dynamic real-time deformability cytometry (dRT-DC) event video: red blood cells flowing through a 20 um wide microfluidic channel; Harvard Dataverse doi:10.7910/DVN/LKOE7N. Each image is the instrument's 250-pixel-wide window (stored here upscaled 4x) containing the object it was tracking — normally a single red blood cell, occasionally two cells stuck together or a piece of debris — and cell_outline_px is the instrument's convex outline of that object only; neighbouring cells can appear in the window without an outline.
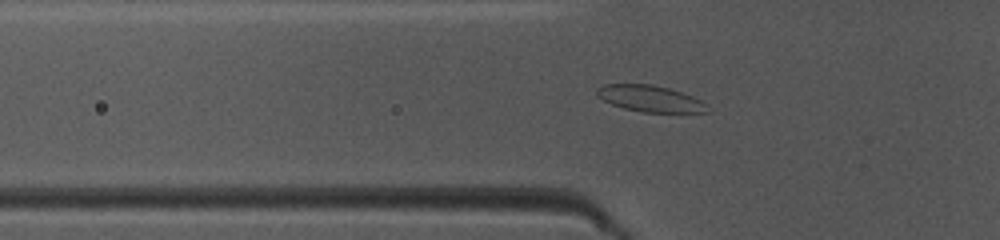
{"species": "common noctule bat (a hibernating species)", "species_latin": "Nyctalus noctula", "temperature_condition": "warm", "stored_images_in_passage": 38, "camera_frame_rate_fps": 3000, "um_per_image_px": 0.085, "animal": {"sex": "female", "body_mass_g": 10.0, "forearm_length_mm": 53.1}, "frame": {"image": 1, "passage_image": 6, "time_ms": 1.667, "image_size_px": [1000, 240], "cell_outline_px": [[712, 112], [644, 112], [624, 108], [612, 104], [596, 96], [596, 88], [604, 84], [652, 84], [668, 88], [692, 96], [700, 100]], "centroid_in_image_um": [55.22, 8.37], "position_along_channel_um": 70.6, "area_um2": 16.82}}
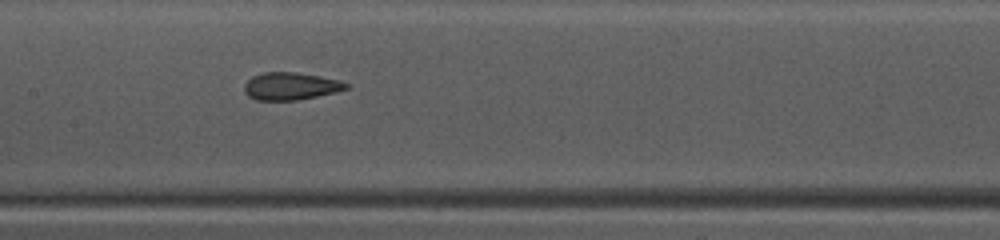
{"frame": {"image": 2, "passage_image": 14, "time_ms": 4.333, "image_size_px": [1000, 240], "cell_outline_px": [[348, 88], [336, 92], [296, 100], [256, 100], [248, 96], [244, 92], [244, 84], [252, 76], [264, 72], [296, 72], [320, 76], [340, 80], [348, 84]], "centroid_in_image_um": [24.68, 7.32], "position_along_channel_um": 182.7, "area_um2": 16.3}}
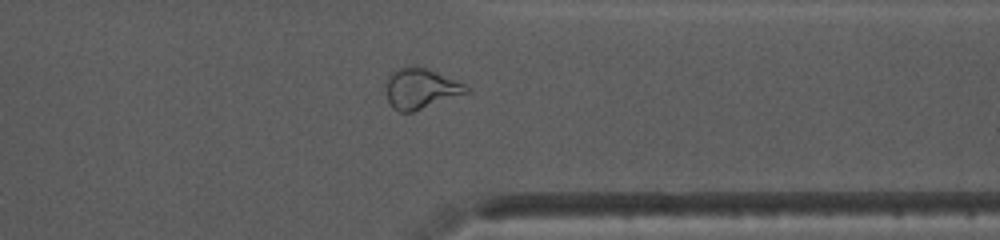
{"frame": {"image": 3, "passage_image": 28, "time_ms": 9.0, "image_size_px": [1000, 240], "cell_outline_px": [[468, 92], [412, 112], [400, 112], [392, 108], [388, 100], [388, 76], [392, 72], [400, 68], [424, 68], [456, 80], [464, 84], [468, 88]], "centroid_in_image_um": [35.75, 7.56], "position_along_channel_um": 375.6, "area_um2": 18.03}, "authors_computed_cell_mechanics": {"area_um2": 17.0799, "velocity_mm_per_s": 4.1662, "shape_relaxation_time_tau1_ms": null, "shape_relaxation_time_tau2_ms": 1.3188, "deformation_change_tau1": null, "deformation_change_tau2": 0.0679}}